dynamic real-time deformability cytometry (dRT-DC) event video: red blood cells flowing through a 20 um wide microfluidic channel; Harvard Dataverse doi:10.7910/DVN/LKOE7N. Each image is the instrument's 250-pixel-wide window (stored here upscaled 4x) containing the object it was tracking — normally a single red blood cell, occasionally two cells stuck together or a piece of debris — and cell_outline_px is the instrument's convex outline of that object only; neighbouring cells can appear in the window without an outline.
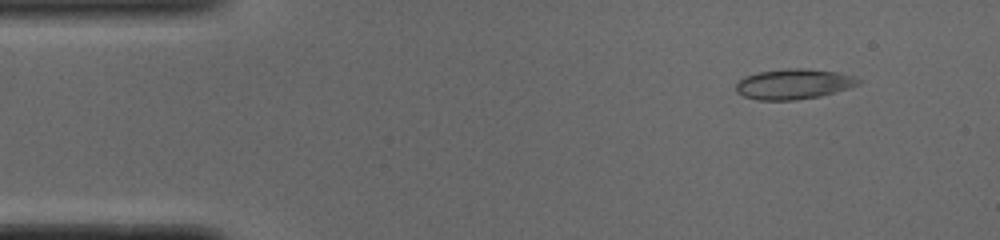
{"species": "common noctule bat (a hibernating species)", "species_latin": "Nyctalus noctula", "temperature_condition": "cold", "stored_images_in_passage": 51, "camera_frame_rate_fps": 3000, "um_per_image_px": 0.085, "animal": {"sex": "male", "body_mass_g": 19.0, "forearm_length_mm": 50.8}, "frame": {"image": 1, "passage_image": 5, "time_ms": 1.333, "image_size_px": [1000, 240], "cell_outline_px": [[860, 84], [848, 88], [820, 96], [796, 100], [756, 100], [744, 96], [736, 92], [736, 84], [744, 76], [756, 72], [788, 68], [808, 68], [836, 72], [856, 76], [860, 80]], "centroid_in_image_um": [67.45, 7.13], "position_along_channel_um": 17.6, "area_um2": 21.73}}
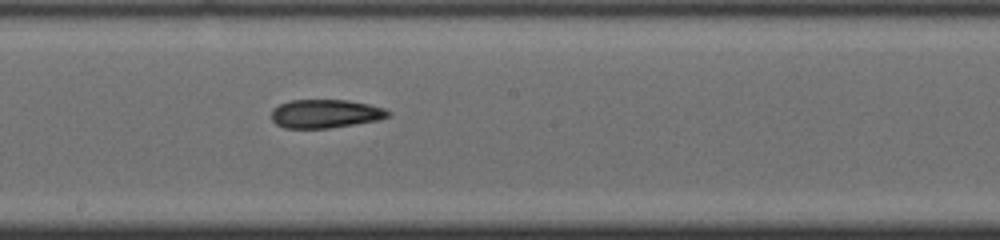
{"frame": {"image": 2, "passage_image": 27, "time_ms": 8.667, "image_size_px": [1000, 240], "cell_outline_px": [[392, 112], [388, 116], [380, 120], [328, 128], [284, 128], [276, 124], [272, 120], [272, 108], [280, 104], [292, 100], [348, 100], [368, 104], [384, 108]], "centroid_in_image_um": [27.66, 9.66], "position_along_channel_um": 220.5, "area_um2": 19.42}}
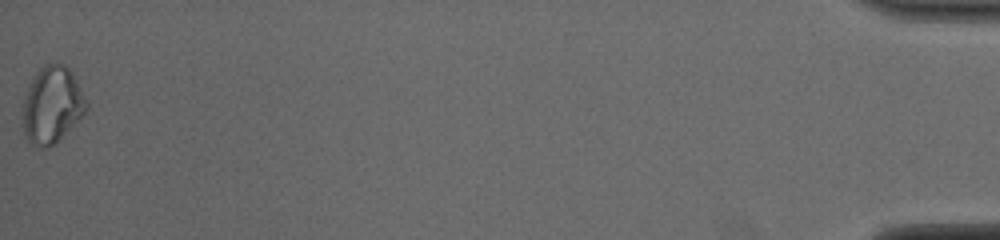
{"frame": {"image": 3, "passage_image": 51, "time_ms": 16.667, "image_size_px": [1000, 240], "cell_outline_px": [[88, 108], [60, 140], [48, 148], [36, 148], [28, 140], [24, 132], [20, 116], [28, 84], [32, 76], [44, 64], [64, 64], [72, 72], [88, 100]], "centroid_in_image_um": [4.4, 8.93], "position_along_channel_um": 430.8, "area_um2": 28.96}, "authors_computed_cell_mechanics": {"area_um2": 20.4034, "velocity_mm_per_s": 3.8974, "shape_relaxation_time_tau1_ms": null, "shape_relaxation_time_tau2_ms": 10.2051, "deformation_change_tau1": null, "deformation_change_tau2": 0.1918}}